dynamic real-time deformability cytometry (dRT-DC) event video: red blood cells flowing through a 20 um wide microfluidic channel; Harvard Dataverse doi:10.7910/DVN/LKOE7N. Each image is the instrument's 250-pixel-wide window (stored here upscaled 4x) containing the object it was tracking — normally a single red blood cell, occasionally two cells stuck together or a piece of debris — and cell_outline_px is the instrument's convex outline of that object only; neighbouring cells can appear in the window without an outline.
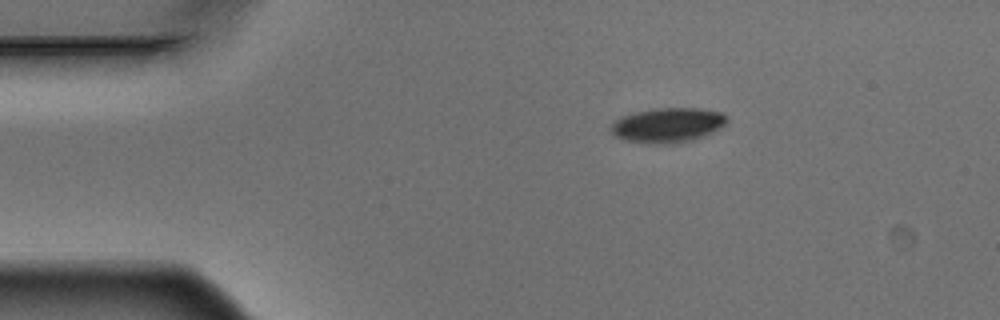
{"species": "Egyptian fruit bat (a non-hibernating species)", "species_latin": "Rousettus aegyptiacus", "temperature_condition": "warm", "stored_images_in_passage": 3, "camera_frame_rate_fps": 3000, "um_per_image_px": 0.085, "animal": {"sex": "male"}, "frame": {"image": 1, "passage_image": 1, "time_ms": 0.0, "image_size_px": [1000, 320], "cell_outline_px": [[728, 120], [724, 124], [712, 132], [692, 140], [668, 144], [660, 144], [624, 140], [616, 136], [608, 128], [612, 120], [620, 116], [636, 112], [656, 108], [700, 108], [720, 112], [728, 116]], "centroid_in_image_um": [56.7, 10.62], "position_along_channel_um": 28.3, "area_um2": 23.47}}
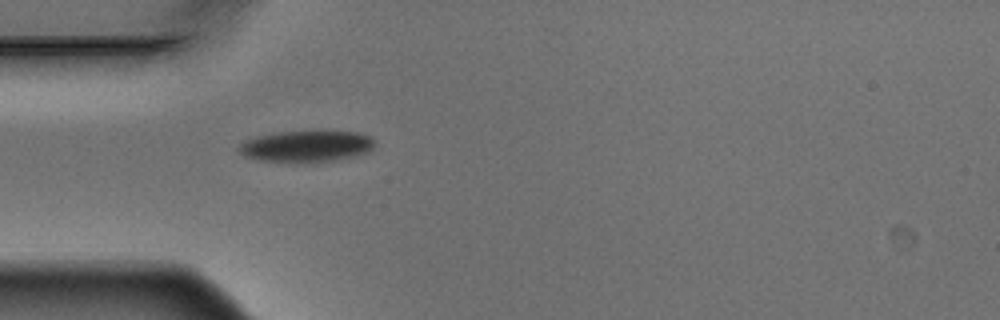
{"frame": {"image": 2, "passage_image": 3, "time_ms": 0.667, "image_size_px": [1000, 320], "cell_outline_px": [[372, 148], [368, 152], [336, 160], [260, 160], [244, 156], [236, 148], [244, 140], [256, 136], [280, 132], [356, 132], [368, 136], [372, 140]], "centroid_in_image_um": [25.98, 12.41], "position_along_channel_um": 59.0, "area_um2": 23.7}}